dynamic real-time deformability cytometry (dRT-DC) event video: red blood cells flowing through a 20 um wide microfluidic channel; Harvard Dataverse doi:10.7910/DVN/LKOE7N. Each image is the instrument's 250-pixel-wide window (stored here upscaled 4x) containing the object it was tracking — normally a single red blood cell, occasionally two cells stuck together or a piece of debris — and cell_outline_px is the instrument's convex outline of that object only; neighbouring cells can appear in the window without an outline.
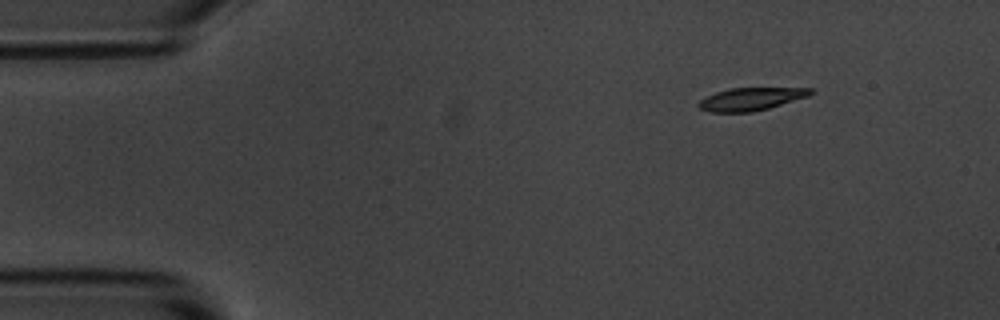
{"species": "common noctule bat (a hibernating species)", "species_latin": "Nyctalus noctula", "temperature_condition": "room temperature", "stored_images_in_passage": 5, "camera_frame_rate_fps": 3000, "um_per_image_px": 0.085, "animal": {"sex": "male", "body_mass_g": 20.1, "forearm_length_mm": 53.5}, "frame": {"image": 1, "passage_image": 5, "time_ms": 5.333, "image_size_px": [1000, 320], "cell_outline_px": [[816, 92], [808, 96], [768, 108], [752, 112], [712, 112], [700, 108], [696, 104], [700, 100], [716, 92], [728, 88], [812, 88]], "centroid_in_image_um": [63.84, 8.41], "position_along_channel_um": 21.2, "area_um2": 14.74}}